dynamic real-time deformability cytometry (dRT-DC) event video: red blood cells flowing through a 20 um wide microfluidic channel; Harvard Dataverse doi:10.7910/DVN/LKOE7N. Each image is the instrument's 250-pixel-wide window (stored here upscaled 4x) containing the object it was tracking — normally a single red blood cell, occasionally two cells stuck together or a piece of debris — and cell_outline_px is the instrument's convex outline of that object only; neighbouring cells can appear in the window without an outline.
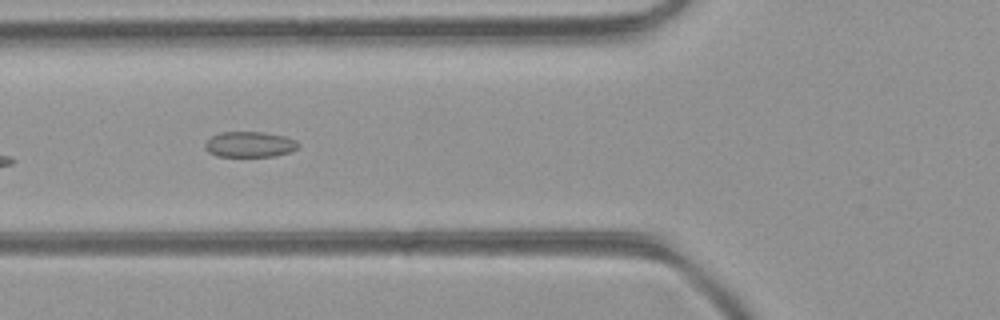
{"species": "common noctule bat (a hibernating species)", "species_latin": "Nyctalus noctula", "temperature_condition": "room temperature", "stored_images_in_passage": 6, "camera_frame_rate_fps": 3000, "um_per_image_px": 0.085, "animal": {"sex": "female", "body_mass_g": 21.9}, "frame": {"image": 1, "passage_image": 6, "time_ms": 1.667, "image_size_px": [1000, 320], "cell_outline_px": [[300, 144], [292, 152], [272, 156], [216, 156], [208, 152], [204, 144], [212, 136], [220, 132], [264, 132], [284, 136], [296, 140]], "centroid_in_image_um": [21.23, 12.27], "position_along_channel_um": 104.6, "area_um2": 13.87}}